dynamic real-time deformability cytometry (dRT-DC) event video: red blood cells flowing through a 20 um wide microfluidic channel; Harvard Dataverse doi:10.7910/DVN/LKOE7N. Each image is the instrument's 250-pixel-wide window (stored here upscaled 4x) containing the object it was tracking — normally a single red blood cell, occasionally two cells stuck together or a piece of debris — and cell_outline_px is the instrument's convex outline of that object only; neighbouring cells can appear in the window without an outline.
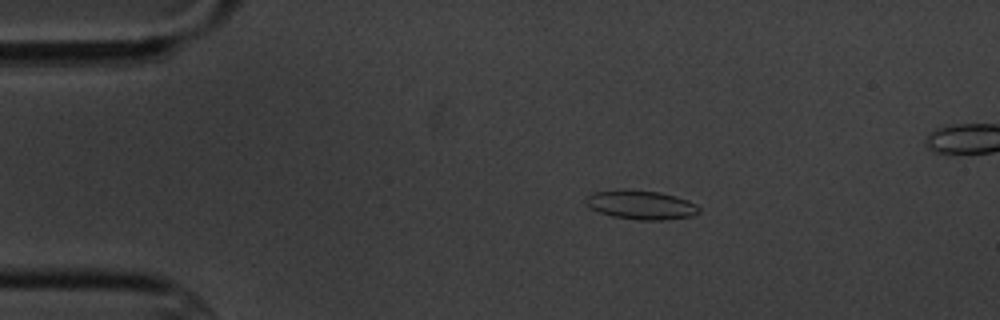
{"species": "common noctule bat (a hibernating species)", "species_latin": "Nyctalus noctula", "temperature_condition": "cold", "stored_images_in_passage": 7, "camera_frame_rate_fps": 3000, "um_per_image_px": 0.085, "animal": {"sex": "male", "body_mass_g": 20.1, "forearm_length_mm": 53.5}, "frame": {"image": 1, "passage_image": 4, "time_ms": 3.333, "image_size_px": [1000, 320], "cell_outline_px": [[700, 212], [692, 216], [660, 220], [640, 220], [612, 216], [588, 208], [584, 204], [584, 200], [592, 192], [624, 188], [660, 192], [676, 196], [688, 200], [696, 204], [700, 208]], "centroid_in_image_um": [54.45, 17.39], "position_along_channel_um": 30.6, "area_um2": 19.48}}
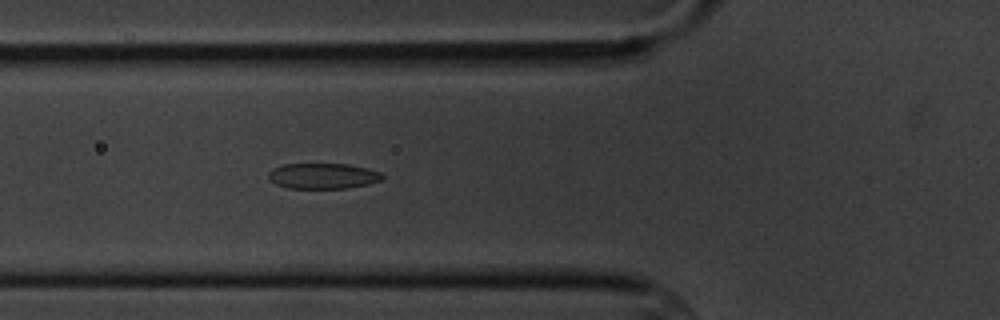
{"frame": {"image": 2, "passage_image": 7, "time_ms": 6.667, "image_size_px": [1000, 320], "cell_outline_px": [[384, 176], [380, 180], [368, 184], [348, 188], [288, 188], [276, 184], [268, 176], [268, 172], [272, 168], [284, 164], [348, 164], [380, 172]], "centroid_in_image_um": [27.43, 14.95], "position_along_channel_um": 98.4, "area_um2": 16.82}}